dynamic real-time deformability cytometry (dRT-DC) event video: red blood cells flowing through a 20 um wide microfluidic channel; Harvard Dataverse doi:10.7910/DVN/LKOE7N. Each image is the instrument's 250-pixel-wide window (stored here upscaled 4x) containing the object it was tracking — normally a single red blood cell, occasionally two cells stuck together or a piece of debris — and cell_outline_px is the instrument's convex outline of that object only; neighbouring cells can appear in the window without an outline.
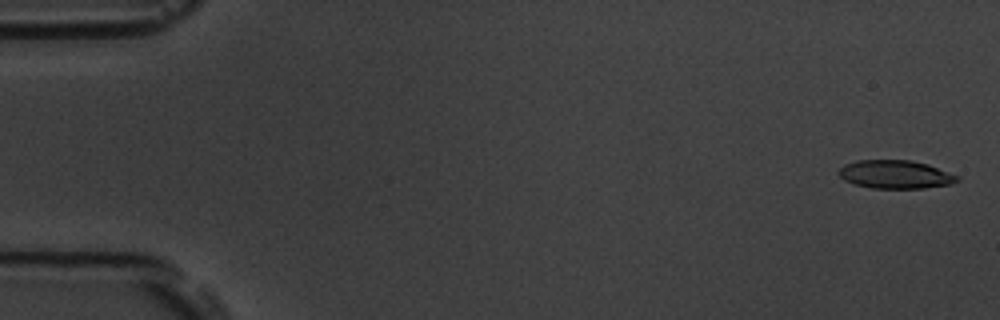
{"species": "common noctule bat (a hibernating species)", "species_latin": "Nyctalus noctula", "temperature_condition": "room temperature", "stored_images_in_passage": 54, "camera_frame_rate_fps": 3000, "um_per_image_px": 0.085, "animal": {"sex": "male", "body_mass_g": 19.5, "forearm_length_mm": 54.6}, "frame": {"image": 1, "passage_image": 1, "time_ms": 0.0, "image_size_px": [1000, 320], "cell_outline_px": [[960, 180], [952, 184], [924, 188], [872, 188], [856, 184], [844, 180], [836, 172], [844, 164], [856, 160], [912, 160], [928, 164], [960, 176]], "centroid_in_image_um": [76.12, 14.82], "position_along_channel_um": 8.9, "area_um2": 19.71}}
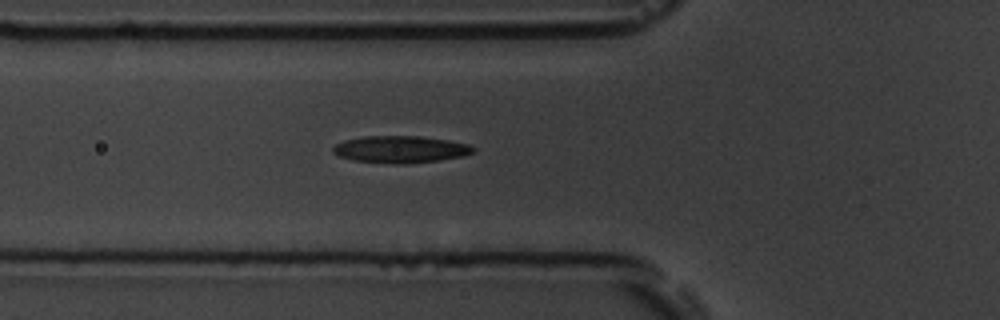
{"frame": {"image": 2, "passage_image": 19, "time_ms": 6.0, "image_size_px": [1000, 320], "cell_outline_px": [[476, 148], [472, 152], [464, 156], [436, 160], [404, 164], [392, 164], [352, 160], [340, 156], [332, 152], [332, 148], [336, 144], [344, 140], [364, 136], [420, 136], [448, 140], [468, 144]], "centroid_in_image_um": [34.02, 12.69], "position_along_channel_um": 91.8, "area_um2": 22.02}}
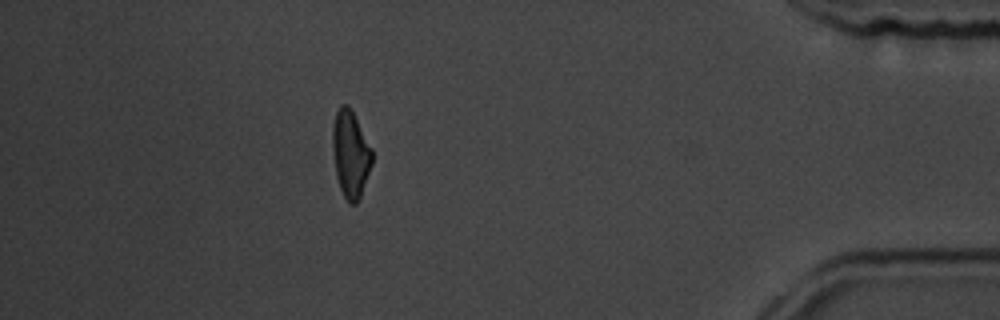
{"frame": {"image": 3, "passage_image": 48, "time_ms": 15.667, "image_size_px": [1000, 320], "cell_outline_px": [[372, 164], [360, 196], [356, 204], [348, 204], [340, 188], [336, 176], [332, 148], [332, 124], [336, 112], [340, 104], [348, 104], [372, 148]], "centroid_in_image_um": [29.78, 13.08], "position_along_channel_um": 405.4, "area_um2": 20.06}, "authors_computed_cell_mechanics": {"area_um2": 20.8947, "velocity_mm_per_s": 3.7391, "shape_relaxation_time_tau1_ms": 3.7589, "shape_relaxation_time_tau2_ms": 1.535, "deformation_change_tau1": 0.1487, "deformation_change_tau2": 0.0995}}